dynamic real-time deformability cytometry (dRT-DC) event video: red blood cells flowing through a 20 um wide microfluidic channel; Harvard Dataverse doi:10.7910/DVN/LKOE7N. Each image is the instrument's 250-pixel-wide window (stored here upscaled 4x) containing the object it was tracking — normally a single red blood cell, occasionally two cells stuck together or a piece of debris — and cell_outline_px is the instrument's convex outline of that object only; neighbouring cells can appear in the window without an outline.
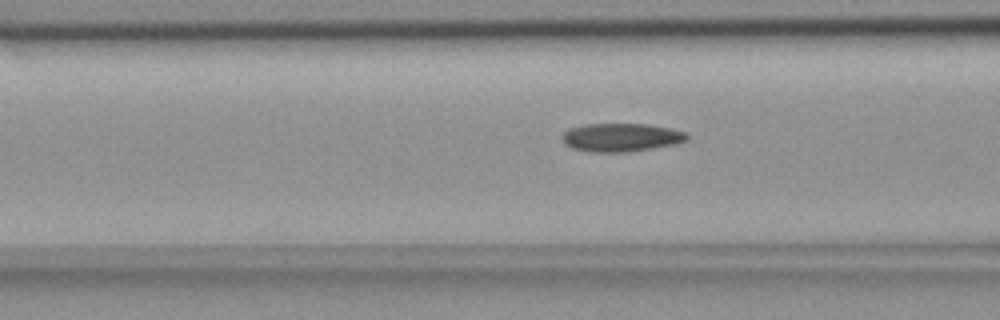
{"species": "common noctule bat (a hibernating species)", "species_latin": "Nyctalus noctula", "temperature_condition": "room temperature", "stored_images_in_passage": 53, "camera_frame_rate_fps": 3000, "um_per_image_px": 0.085, "animal": {"sex": "female", "body_mass_g": 18.4}, "frame": {"image": 1, "passage_image": 19, "time_ms": 6.0, "image_size_px": [1000, 320], "cell_outline_px": [[688, 140], [676, 144], [628, 152], [588, 152], [572, 148], [564, 144], [564, 132], [568, 128], [584, 124], [648, 124], [672, 128], [688, 132]], "centroid_in_image_um": [52.83, 11.68], "position_along_channel_um": 113.8, "area_um2": 20.81}}
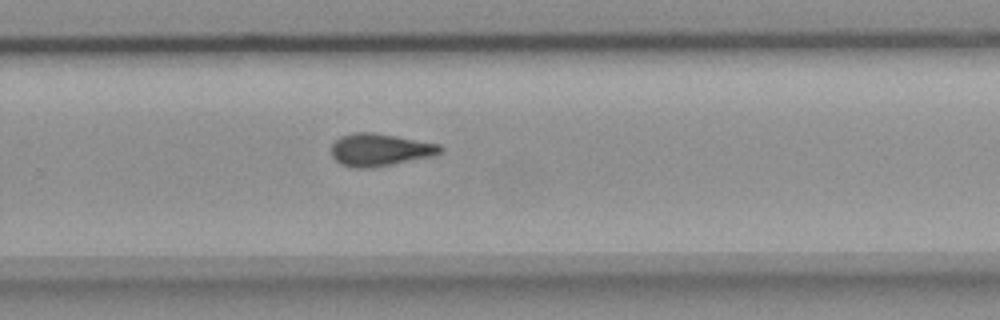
{"frame": {"image": 2, "passage_image": 34, "time_ms": 11.0, "image_size_px": [1000, 320], "cell_outline_px": [[444, 148], [440, 152], [432, 156], [396, 164], [376, 168], [352, 168], [340, 164], [332, 156], [332, 144], [340, 136], [352, 132], [372, 132], [396, 136], [440, 144]], "centroid_in_image_um": [32.28, 12.74], "position_along_channel_um": 297.5, "area_um2": 20.87}}
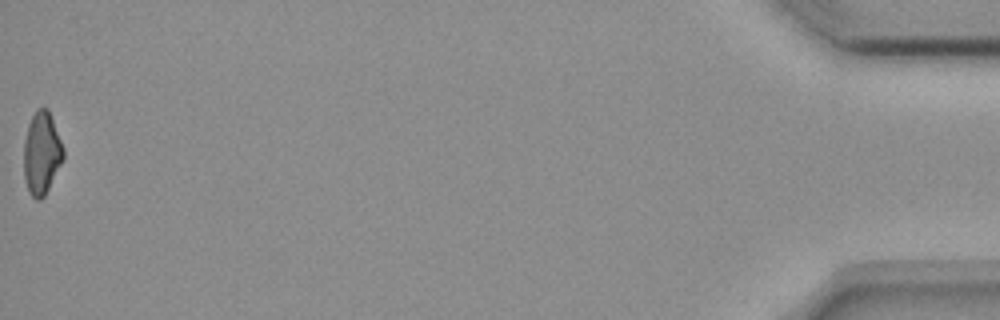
{"frame": {"image": 3, "passage_image": 53, "time_ms": 17.333, "image_size_px": [1000, 320], "cell_outline_px": [[64, 156], [44, 196], [40, 200], [36, 200], [28, 192], [24, 176], [24, 140], [28, 124], [36, 108], [48, 108], [64, 148]], "centroid_in_image_um": [3.53, 13.0], "position_along_channel_um": 431.7, "area_um2": 18.9}, "authors_computed_cell_mechanics": {"area_um2": 20.0566, "velocity_mm_per_s": 3.6865, "shape_relaxation_time_tau1_ms": null, "shape_relaxation_time_tau2_ms": 4.3131, "deformation_change_tau1": null, "deformation_change_tau2": 0.1207}}